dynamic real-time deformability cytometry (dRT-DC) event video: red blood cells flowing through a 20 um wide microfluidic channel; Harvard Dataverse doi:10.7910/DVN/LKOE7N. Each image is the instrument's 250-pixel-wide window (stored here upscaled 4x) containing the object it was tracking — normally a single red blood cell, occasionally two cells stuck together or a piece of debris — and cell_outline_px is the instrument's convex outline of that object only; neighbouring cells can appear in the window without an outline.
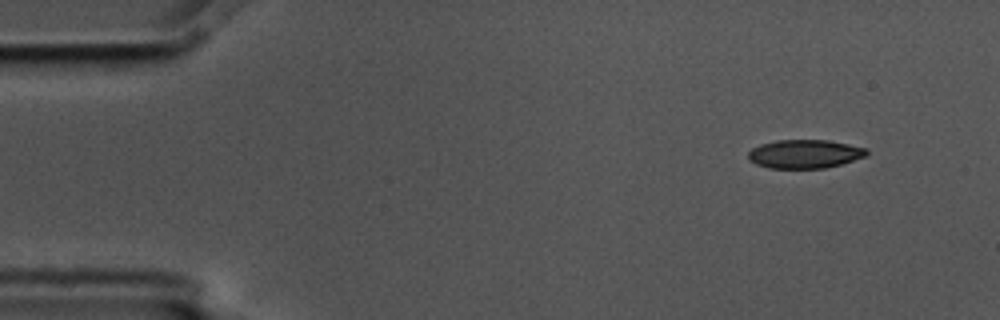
{"species": "common noctule bat (a hibernating species)", "species_latin": "Nyctalus noctula", "temperature_condition": "cold", "stored_images_in_passage": 4, "camera_frame_rate_fps": 3000, "um_per_image_px": 0.085, "animal": {"sex": "male", "body_mass_g": 17.5, "forearm_length_mm": 52.3}, "frame": {"image": 1, "passage_image": 1, "time_ms": 0.0, "image_size_px": [1000, 320], "cell_outline_px": [[868, 152], [864, 156], [840, 164], [824, 168], [768, 168], [756, 164], [748, 160], [748, 152], [752, 148], [760, 144], [776, 140], [828, 140], [868, 148]], "centroid_in_image_um": [68.36, 13.08], "position_along_channel_um": 16.6, "area_um2": 19.71}}